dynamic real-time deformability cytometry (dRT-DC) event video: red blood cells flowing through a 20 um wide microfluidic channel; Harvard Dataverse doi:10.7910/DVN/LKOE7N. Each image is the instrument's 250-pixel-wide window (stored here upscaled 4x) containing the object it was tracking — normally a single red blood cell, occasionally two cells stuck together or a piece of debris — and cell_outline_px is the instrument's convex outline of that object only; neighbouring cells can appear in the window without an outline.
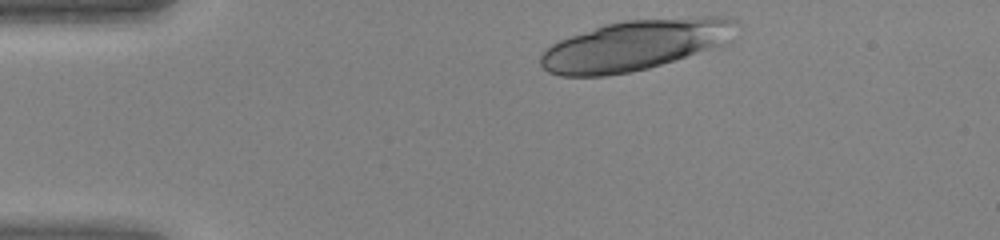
{"species": "human", "species_latin": "Homo sapiens", "temperature_condition": "warm", "stored_images_in_passage": 23, "camera_frame_rate_fps": 3000, "um_per_image_px": 0.085, "donor": {"sex": "female"}, "frame": {"image": 1, "passage_image": 1, "time_ms": 0.0, "image_size_px": [1000, 240], "cell_outline_px": [[740, 24], [732, 40], [728, 44], [648, 68], [632, 72], [604, 76], [560, 76], [548, 72], [540, 64], [540, 56], [552, 44], [560, 40], [604, 24], [624, 20], [700, 16], [720, 16], [740, 20]], "centroid_in_image_um": [54.09, 3.82], "position_along_channel_um": 30.9, "area_um2": 58.09}}